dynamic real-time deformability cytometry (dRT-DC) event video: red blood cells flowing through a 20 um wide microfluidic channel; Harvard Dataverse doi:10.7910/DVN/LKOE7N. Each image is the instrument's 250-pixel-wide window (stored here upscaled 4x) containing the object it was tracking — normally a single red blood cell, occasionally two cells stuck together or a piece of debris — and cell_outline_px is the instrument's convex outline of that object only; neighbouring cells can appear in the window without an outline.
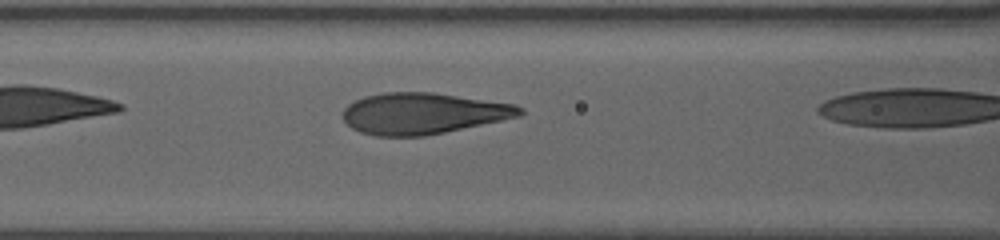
{"species": "human", "species_latin": "Homo sapiens", "temperature_condition": "warm", "stored_images_in_passage": 11, "camera_frame_rate_fps": 3000, "um_per_image_px": 0.085, "donor": {"sex": "female"}, "frame": {"image": 1, "passage_image": 7, "time_ms": 2.0, "image_size_px": [1000, 240], "cell_outline_px": [[524, 112], [520, 116], [444, 132], [424, 136], [376, 136], [360, 132], [352, 128], [344, 120], [344, 108], [348, 104], [364, 96], [384, 92], [432, 92], [516, 104], [524, 108]], "centroid_in_image_um": [35.96, 9.63], "position_along_channel_um": 130.6, "area_um2": 42.37}}